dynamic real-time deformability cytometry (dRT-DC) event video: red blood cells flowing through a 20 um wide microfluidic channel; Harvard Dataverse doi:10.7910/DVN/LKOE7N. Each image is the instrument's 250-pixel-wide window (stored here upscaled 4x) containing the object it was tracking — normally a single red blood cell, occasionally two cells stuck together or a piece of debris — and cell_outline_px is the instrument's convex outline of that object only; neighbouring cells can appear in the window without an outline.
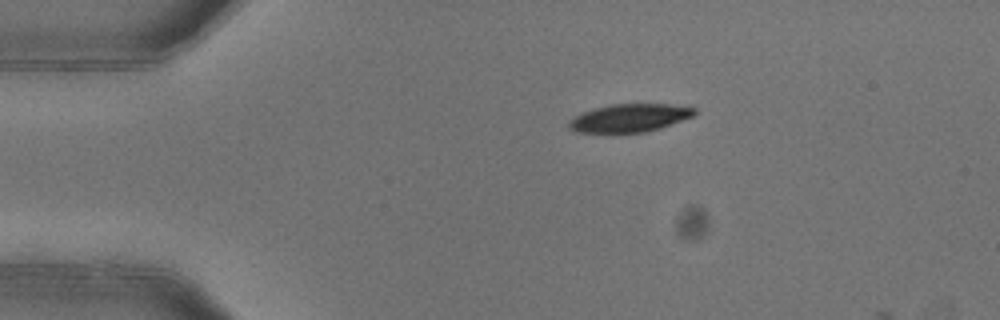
{"species": "common noctule bat (a hibernating species)", "species_latin": "Nyctalus noctula", "temperature_condition": "warm", "stored_images_in_passage": 2, "camera_frame_rate_fps": 3000, "um_per_image_px": 0.085, "animal": {"sex": "female"}, "frame": {"image": 1, "passage_image": 1, "time_ms": 0.0, "image_size_px": [1000, 320], "cell_outline_px": [[696, 112], [692, 116], [660, 128], [644, 132], [572, 132], [568, 128], [568, 124], [576, 116], [584, 112], [596, 108], [612, 104], [688, 104], [696, 108]], "centroid_in_image_um": [53.57, 10.01], "position_along_channel_um": 31.4, "area_um2": 20.4}}